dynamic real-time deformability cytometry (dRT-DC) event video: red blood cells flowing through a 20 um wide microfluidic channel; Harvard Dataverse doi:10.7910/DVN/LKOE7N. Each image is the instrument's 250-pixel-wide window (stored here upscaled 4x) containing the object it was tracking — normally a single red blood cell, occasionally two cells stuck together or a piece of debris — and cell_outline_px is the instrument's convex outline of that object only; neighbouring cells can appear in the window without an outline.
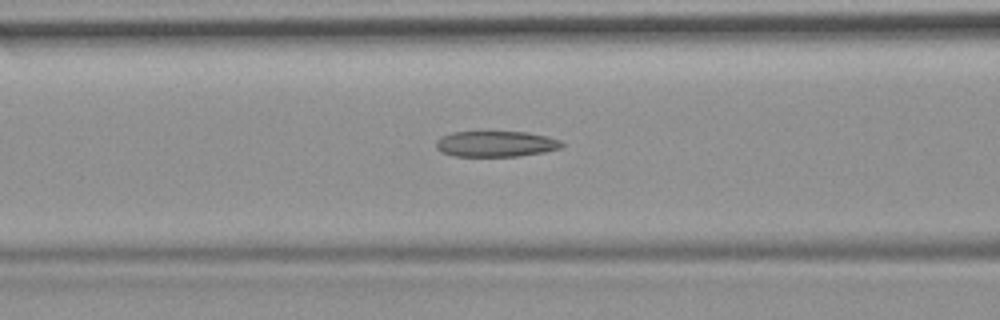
{"species": "common noctule bat (a hibernating species)", "species_latin": "Nyctalus noctula", "temperature_condition": "room temperature", "stored_images_in_passage": 46, "camera_frame_rate_fps": 3000, "um_per_image_px": 0.085, "animal": {"sex": "female", "body_mass_g": 19.9}, "frame": {"image": 1, "passage_image": 14, "time_ms": 4.333, "image_size_px": [1000, 320], "cell_outline_px": [[564, 144], [560, 148], [544, 152], [520, 156], [456, 156], [440, 152], [436, 148], [436, 140], [440, 136], [452, 132], [528, 132], [548, 136], [560, 140]], "centroid_in_image_um": [42.14, 12.23], "position_along_channel_um": 124.5, "area_um2": 19.02}, "authors_computed_cell_mechanics": {"area_um2": 19.3919, "velocity_mm_per_s": 3.7524, "shape_relaxation_time_tau1_ms": null, "shape_relaxation_time_tau2_ms": 3.5254, "deformation_change_tau1": null, "deformation_change_tau2": 0.1292}}